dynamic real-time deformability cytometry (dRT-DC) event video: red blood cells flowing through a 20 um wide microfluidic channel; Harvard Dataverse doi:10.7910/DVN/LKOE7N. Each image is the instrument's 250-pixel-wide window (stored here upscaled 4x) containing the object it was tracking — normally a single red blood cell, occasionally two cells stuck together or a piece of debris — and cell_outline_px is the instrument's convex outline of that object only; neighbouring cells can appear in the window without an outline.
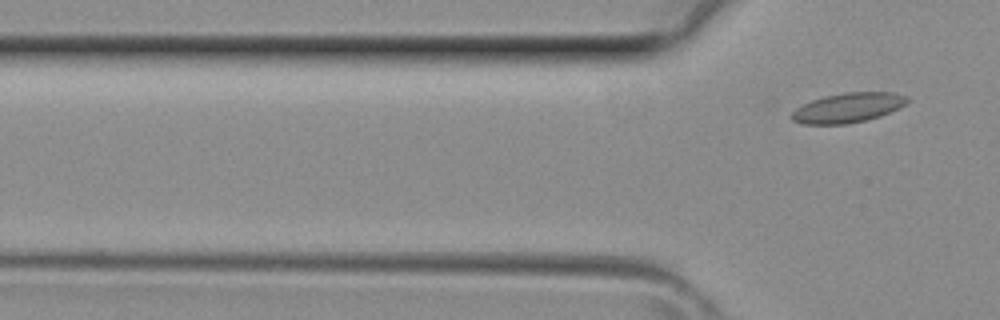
{"species": "common noctule bat (a hibernating species)", "species_latin": "Nyctalus noctula", "temperature_condition": "room temperature", "stored_images_in_passage": 5, "camera_frame_rate_fps": 3000, "um_per_image_px": 0.085, "animal": {"sex": "female", "body_mass_g": 29.2, "forearm_length_mm": 56.3}, "frame": {"image": 1, "passage_image": 5, "time_ms": 1.333, "image_size_px": [1000, 320], "cell_outline_px": [[912, 100], [880, 116], [864, 120], [844, 124], [800, 124], [792, 120], [792, 112], [796, 108], [812, 100], [824, 96], [844, 92], [892, 92], [908, 96]], "centroid_in_image_um": [72.07, 9.14], "position_along_channel_um": 53.7, "area_um2": 19.83}}